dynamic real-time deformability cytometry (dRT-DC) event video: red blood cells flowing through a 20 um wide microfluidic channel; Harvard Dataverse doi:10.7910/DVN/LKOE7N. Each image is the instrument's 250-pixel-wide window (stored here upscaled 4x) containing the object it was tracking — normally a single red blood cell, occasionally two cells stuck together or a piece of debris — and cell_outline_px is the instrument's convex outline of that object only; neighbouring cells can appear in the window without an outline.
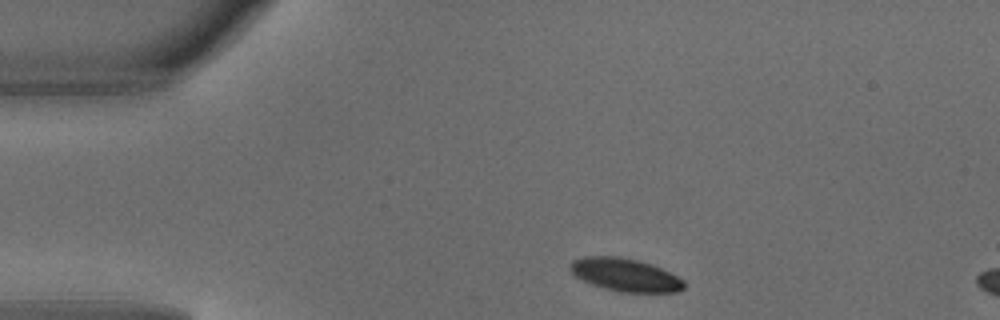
{"species": "common noctule bat (a hibernating species)", "species_latin": "Nyctalus noctula", "temperature_condition": "warm", "stored_images_in_passage": 2, "camera_frame_rate_fps": 3000, "um_per_image_px": 0.085, "animal": {"sex": "male", "body_mass_g": 18.8}, "frame": {"image": 1, "passage_image": 1, "time_ms": 0.0, "image_size_px": [1000, 320], "cell_outline_px": [[684, 288], [680, 292], [620, 292], [604, 288], [592, 284], [576, 276], [568, 268], [568, 264], [572, 260], [584, 256], [616, 256], [636, 260], [660, 268], [684, 280]], "centroid_in_image_um": [53.11, 23.36], "position_along_channel_um": 31.9, "area_um2": 21.68}}